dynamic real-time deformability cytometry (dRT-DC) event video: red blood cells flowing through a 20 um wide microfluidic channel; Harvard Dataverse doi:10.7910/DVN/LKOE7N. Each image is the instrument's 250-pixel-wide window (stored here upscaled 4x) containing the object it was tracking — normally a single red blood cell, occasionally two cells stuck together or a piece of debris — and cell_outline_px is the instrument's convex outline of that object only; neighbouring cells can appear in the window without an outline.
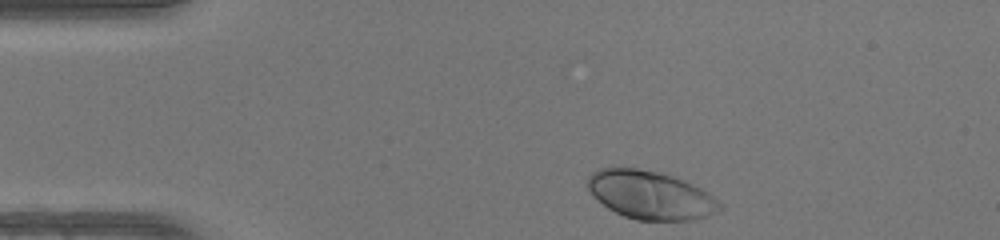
{"species": "human", "species_latin": "Homo sapiens", "temperature_condition": "warm", "stored_images_in_passage": 35, "camera_frame_rate_fps": 3000, "um_per_image_px": 0.085, "donor": {"sex": "female"}, "frame": {"image": 1, "passage_image": 1, "time_ms": 0.0, "image_size_px": [1000, 240], "cell_outline_px": [[724, 208], [720, 212], [708, 216], [692, 220], [636, 220], [624, 216], [608, 208], [588, 188], [588, 176], [592, 172], [600, 168], [636, 168], [660, 172], [684, 180], [700, 188], [712, 196]], "centroid_in_image_um": [55.32, 16.58], "position_along_channel_um": 29.7, "area_um2": 36.88}}
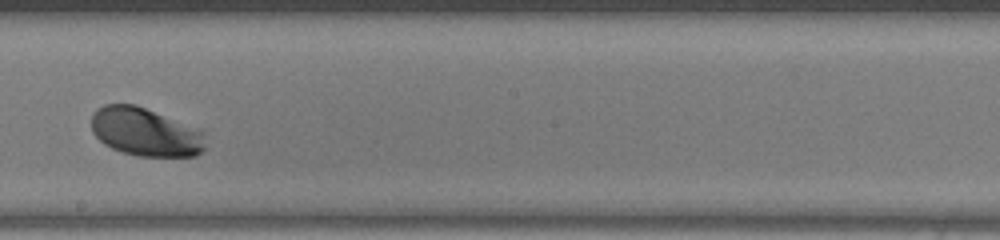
{"frame": {"image": 2, "passage_image": 20, "time_ms": 6.333, "image_size_px": [1000, 240], "cell_outline_px": [[204, 148], [196, 156], [140, 156], [124, 152], [112, 148], [104, 144], [92, 132], [92, 112], [96, 108], [104, 104], [136, 104], [204, 128]], "centroid_in_image_um": [12.4, 11.18], "position_along_channel_um": 235.8, "area_um2": 32.77}}
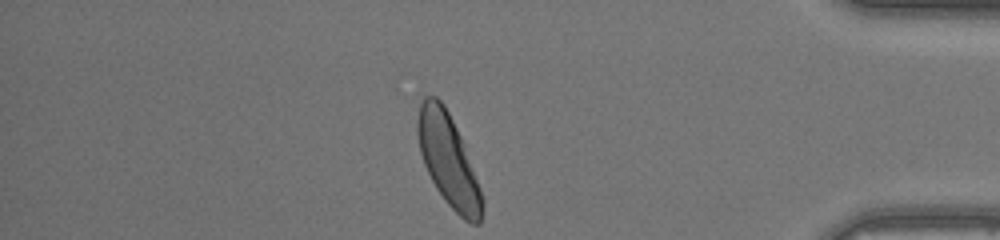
{"frame": {"image": 3, "passage_image": 34, "time_ms": 11.0, "image_size_px": [1000, 240], "cell_outline_px": [[484, 204], [480, 224], [472, 224], [464, 220], [444, 200], [436, 188], [424, 164], [420, 152], [416, 132], [416, 120], [420, 104], [424, 96], [436, 96], [444, 104], [460, 136], [480, 188], [484, 200]], "centroid_in_image_um": [38.09, 13.62], "position_along_channel_um": 397.1, "area_um2": 34.33}, "authors_computed_cell_mechanics": {"area_um2": 33.6396, "velocity_mm_per_s": 4.2115, "shape_relaxation_time_tau1_ms": 1.2832, "shape_relaxation_time_tau2_ms": null, "deformation_change_tau1": 0.1092, "deformation_change_tau2": null}}